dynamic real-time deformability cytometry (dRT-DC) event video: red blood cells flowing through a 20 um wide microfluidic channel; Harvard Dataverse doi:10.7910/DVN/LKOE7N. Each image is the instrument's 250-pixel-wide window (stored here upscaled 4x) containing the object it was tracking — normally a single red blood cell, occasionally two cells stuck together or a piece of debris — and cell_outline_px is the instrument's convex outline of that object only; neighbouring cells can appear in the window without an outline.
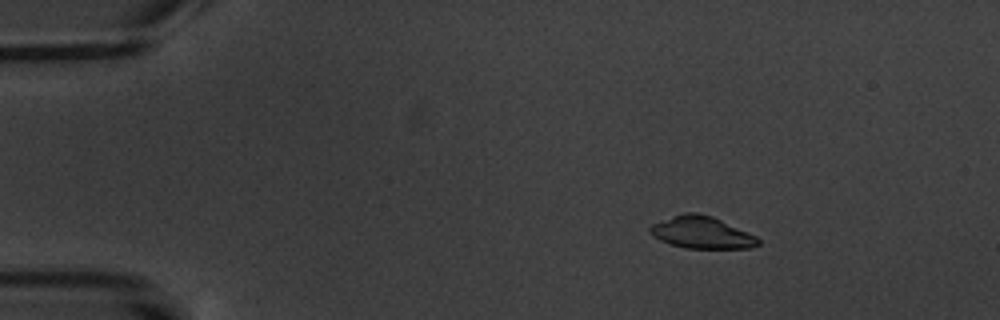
{"species": "common noctule bat (a hibernating species)", "species_latin": "Nyctalus noctula", "temperature_condition": "warm", "stored_images_in_passage": 4, "camera_frame_rate_fps": 3000, "um_per_image_px": 0.085, "animal": {"sex": "male", "body_mass_g": 20.1, "forearm_length_mm": 53.5}, "frame": {"image": 1, "passage_image": 1, "time_ms": 0.0, "image_size_px": [1000, 320], "cell_outline_px": [[760, 244], [752, 248], [684, 248], [660, 240], [652, 236], [648, 232], [648, 228], [652, 224], [672, 216], [684, 212], [696, 212], [712, 216], [756, 236], [760, 240]], "centroid_in_image_um": [59.62, 19.76], "position_along_channel_um": 25.4, "area_um2": 20.17}}
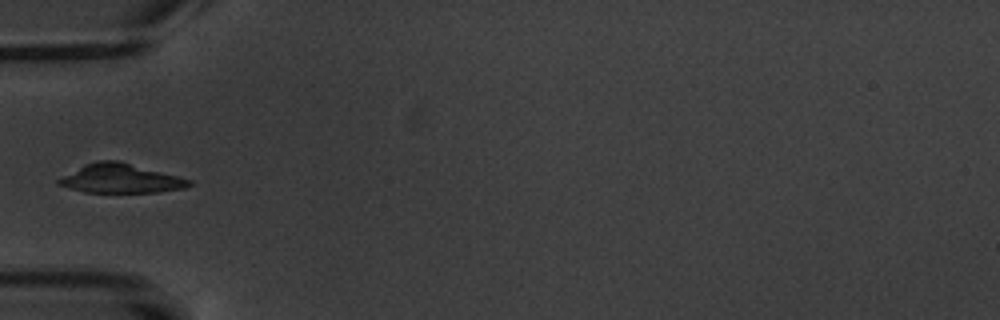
{"frame": {"image": 2, "passage_image": 4, "time_ms": 3.667, "image_size_px": [1000, 320], "cell_outline_px": [[192, 184], [184, 188], [160, 192], [84, 192], [56, 184], [56, 180], [84, 164], [100, 160], [120, 160], [192, 180]], "centroid_in_image_um": [10.25, 15.17], "position_along_channel_um": 74.7, "area_um2": 22.08}}